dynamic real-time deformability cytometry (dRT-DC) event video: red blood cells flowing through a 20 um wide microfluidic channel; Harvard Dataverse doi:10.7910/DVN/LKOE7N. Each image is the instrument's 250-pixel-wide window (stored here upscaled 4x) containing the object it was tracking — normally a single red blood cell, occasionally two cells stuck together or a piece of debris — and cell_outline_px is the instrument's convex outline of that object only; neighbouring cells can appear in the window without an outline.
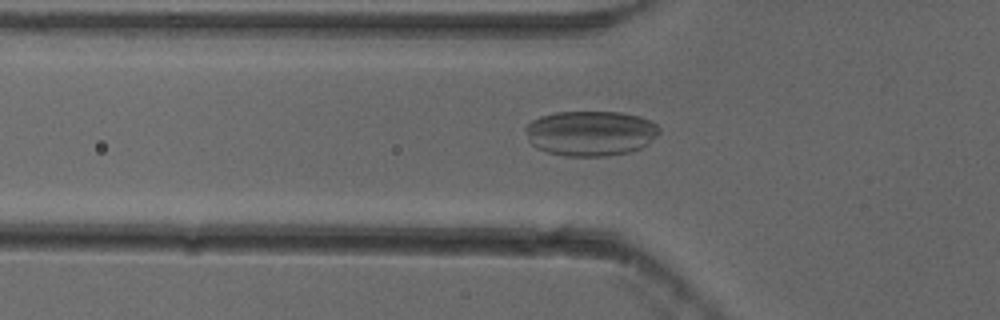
{"species": "common noctule bat (a hibernating species)", "species_latin": "Nyctalus noctula", "temperature_condition": "cold", "stored_images_in_passage": 53, "camera_frame_rate_fps": 3000, "um_per_image_px": 0.085, "animal": {"sex": "female"}, "frame": {"image": 1, "passage_image": 18, "time_ms": 5.667, "image_size_px": [1000, 320], "cell_outline_px": [[660, 132], [648, 144], [640, 148], [628, 152], [604, 156], [564, 156], [548, 152], [536, 148], [528, 140], [524, 132], [524, 128], [532, 120], [540, 116], [556, 112], [620, 112], [640, 116], [656, 124], [660, 128]], "centroid_in_image_um": [50.17, 11.32], "position_along_channel_um": 75.6, "area_um2": 35.32}}
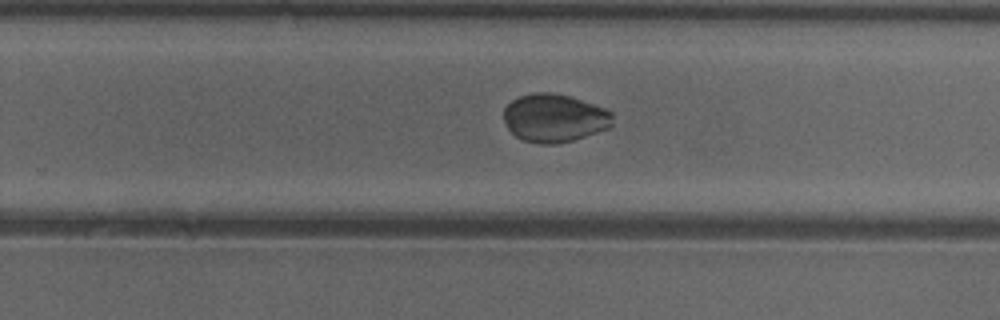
{"frame": {"image": 2, "passage_image": 34, "time_ms": 11.0, "image_size_px": [1000, 320], "cell_outline_px": [[612, 124], [608, 128], [572, 140], [556, 144], [540, 144], [524, 140], [516, 136], [508, 128], [504, 120], [504, 108], [512, 100], [520, 96], [532, 92], [552, 92], [568, 96], [604, 108], [612, 112]], "centroid_in_image_um": [47.1, 10.03], "position_along_channel_um": 282.7, "area_um2": 30.29}}
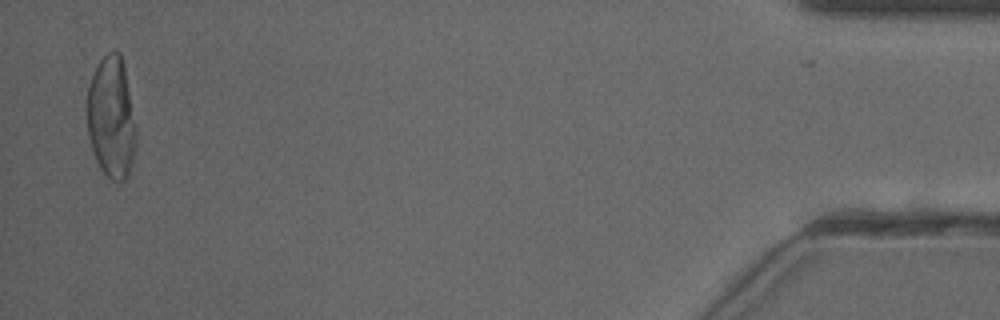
{"frame": {"image": 3, "passage_image": 52, "time_ms": 17.0, "image_size_px": [1000, 320], "cell_outline_px": [[136, 148], [128, 176], [120, 184], [112, 180], [100, 168], [96, 160], [92, 148], [88, 132], [88, 84], [100, 60], [108, 52], [120, 52], [124, 64], [136, 128]], "centroid_in_image_um": [9.49, 10.03], "position_along_channel_um": 425.7, "area_um2": 34.62}}